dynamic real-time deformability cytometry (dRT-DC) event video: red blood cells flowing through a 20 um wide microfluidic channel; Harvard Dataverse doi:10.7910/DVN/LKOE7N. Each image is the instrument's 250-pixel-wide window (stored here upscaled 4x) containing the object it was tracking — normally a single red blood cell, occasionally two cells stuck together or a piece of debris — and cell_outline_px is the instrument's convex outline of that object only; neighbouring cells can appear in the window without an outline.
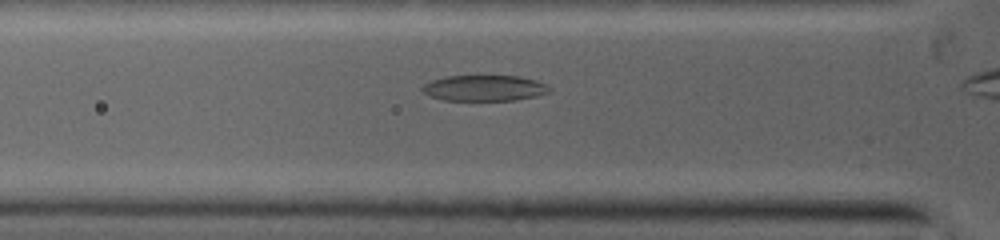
{"species": "common noctule bat (a hibernating species)", "species_latin": "Nyctalus noctula", "temperature_condition": "warm", "stored_images_in_passage": 4, "camera_frame_rate_fps": 5000, "um_per_image_px": 0.085, "animal": {"sex": "female", "body_mass_g": 19.0, "forearm_length_mm": 53.3}, "frame": {"image": 1, "passage_image": 3, "time_ms": 0.8, "image_size_px": [1000, 240], "cell_outline_px": [[552, 88], [548, 92], [536, 96], [516, 100], [444, 100], [432, 96], [424, 92], [420, 88], [424, 84], [432, 80], [448, 76], [516, 76], [536, 80]], "centroid_in_image_um": [41.17, 7.48], "position_along_channel_um": 84.6, "area_um2": 18.9}}